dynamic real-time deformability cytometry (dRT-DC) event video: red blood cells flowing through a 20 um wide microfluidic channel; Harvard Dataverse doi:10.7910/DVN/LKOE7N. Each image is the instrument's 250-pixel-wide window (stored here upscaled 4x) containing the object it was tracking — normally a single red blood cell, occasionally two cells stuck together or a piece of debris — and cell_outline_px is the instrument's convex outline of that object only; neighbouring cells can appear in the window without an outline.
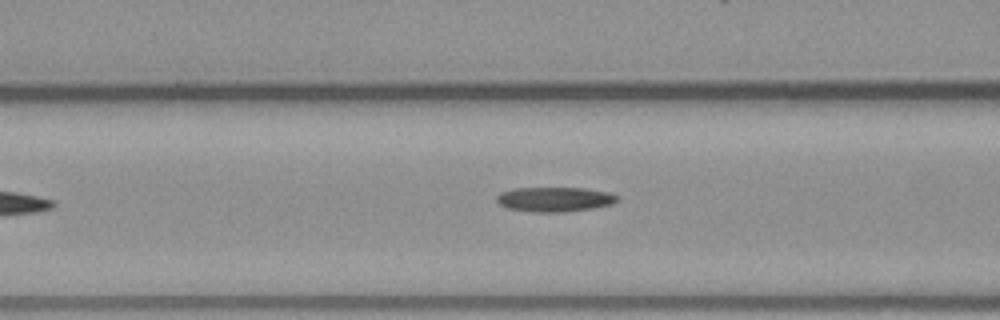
{"species": "common noctule bat (a hibernating species)", "species_latin": "Nyctalus noctula", "temperature_condition": "warm", "stored_images_in_passage": 6, "camera_frame_rate_fps": 3000, "um_per_image_px": 0.085, "animal": {"sex": "male", "body_mass_g": 23.1, "forearm_length_mm": 52.7}, "frame": {"image": 1, "passage_image": 6, "time_ms": 6.0, "image_size_px": [1000, 320], "cell_outline_px": [[620, 200], [612, 204], [596, 208], [564, 212], [532, 212], [508, 208], [500, 204], [496, 200], [496, 196], [500, 192], [512, 188], [584, 188], [608, 192], [620, 196]], "centroid_in_image_um": [47.18, 16.94], "position_along_channel_um": 119.4, "area_um2": 17.57}}